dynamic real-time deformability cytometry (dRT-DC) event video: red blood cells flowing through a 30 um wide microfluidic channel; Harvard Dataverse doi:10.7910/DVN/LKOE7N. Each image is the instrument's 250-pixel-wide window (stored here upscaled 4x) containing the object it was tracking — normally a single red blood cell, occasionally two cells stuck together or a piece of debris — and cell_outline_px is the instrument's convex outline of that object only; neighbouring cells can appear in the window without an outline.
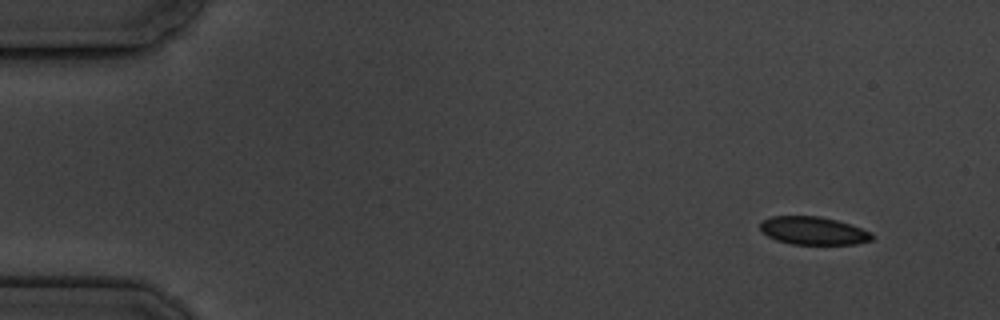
{"species": "common noctule bat (a hibernating species)", "species_latin": "Nyctalus noctula", "temperature_condition": "cold", "stored_images_in_passage": 5, "camera_frame_rate_fps": 3000, "um_per_image_px": 0.085, "animal": {"sex": "male", "body_mass_g": 19.5, "forearm_length_mm": 54.6}, "frame": {"image": 1, "passage_image": 1, "time_ms": 0.0, "image_size_px": [1000, 320], "cell_outline_px": [[872, 240], [856, 244], [792, 244], [776, 240], [760, 232], [760, 224], [764, 220], [772, 216], [820, 216], [836, 220], [872, 232]], "centroid_in_image_um": [69.1, 19.61], "position_along_channel_um": 15.9, "area_um2": 18.15}}
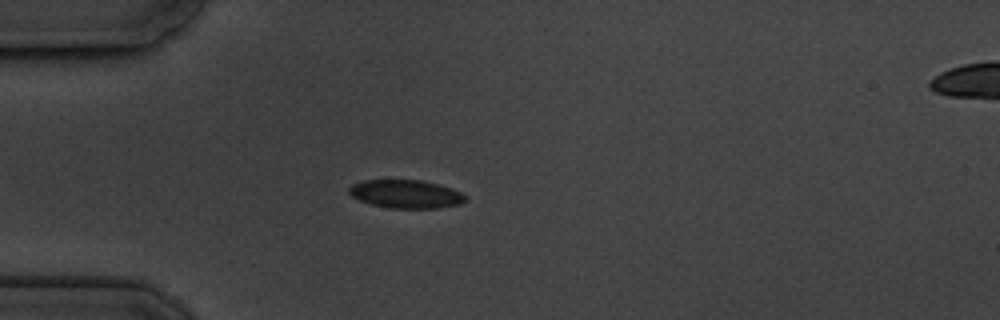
{"frame": {"image": 2, "passage_image": 4, "time_ms": 3.667, "image_size_px": [1000, 320], "cell_outline_px": [[468, 196], [460, 204], [436, 208], [392, 208], [372, 204], [360, 200], [352, 196], [348, 192], [348, 188], [352, 184], [364, 180], [420, 180], [452, 188]], "centroid_in_image_um": [34.49, 16.49], "position_along_channel_um": 50.5, "area_um2": 19.02}}